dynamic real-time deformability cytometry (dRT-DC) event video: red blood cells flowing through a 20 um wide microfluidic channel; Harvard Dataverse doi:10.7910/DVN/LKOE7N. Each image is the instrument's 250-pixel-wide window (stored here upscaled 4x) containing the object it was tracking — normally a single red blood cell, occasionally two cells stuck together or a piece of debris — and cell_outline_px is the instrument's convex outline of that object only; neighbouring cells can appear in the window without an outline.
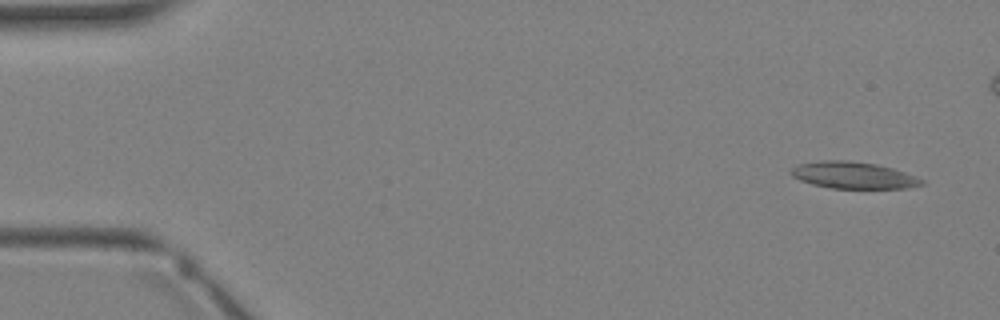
{"species": "Egyptian fruit bat (a non-hibernating species)", "species_latin": "Rousettus aegyptiacus", "temperature_condition": "warm", "stored_images_in_passage": 4, "camera_frame_rate_fps": 3000, "um_per_image_px": 0.085, "animal": {"sex": "female"}, "frame": {"image": 1, "passage_image": 1, "time_ms": 0.0, "image_size_px": [1000, 320], "cell_outline_px": [[924, 184], [908, 188], [832, 188], [812, 184], [800, 180], [792, 176], [788, 172], [792, 168], [800, 164], [820, 160], [848, 160], [876, 164], [892, 168], [904, 172], [924, 180]], "centroid_in_image_um": [72.51, 14.89], "position_along_channel_um": 12.5, "area_um2": 20.29}}